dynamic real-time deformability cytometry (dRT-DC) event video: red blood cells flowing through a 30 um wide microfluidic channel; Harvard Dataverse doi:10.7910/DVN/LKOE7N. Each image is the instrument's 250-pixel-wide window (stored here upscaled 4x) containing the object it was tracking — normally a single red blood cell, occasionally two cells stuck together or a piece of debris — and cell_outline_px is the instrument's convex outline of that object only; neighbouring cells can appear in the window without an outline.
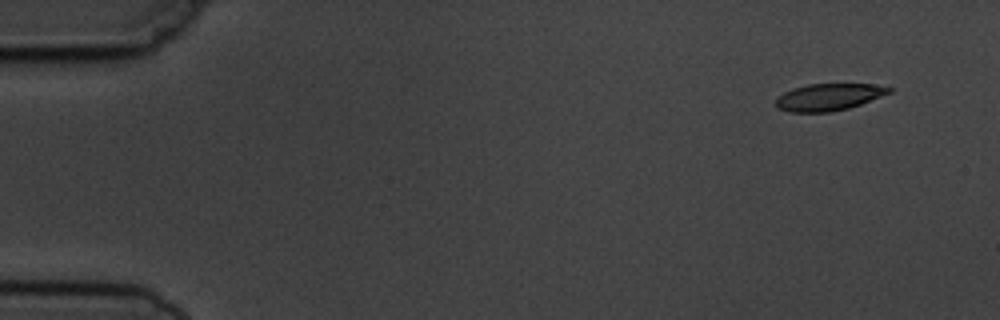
{"species": "common noctule bat (a hibernating species)", "species_latin": "Nyctalus noctula", "temperature_condition": "cold", "stored_images_in_passage": 8, "camera_frame_rate_fps": 3000, "um_per_image_px": 0.085, "animal": {"sex": "male", "body_mass_g": 19.5, "forearm_length_mm": 54.6}, "frame": {"image": 1, "passage_image": 1, "time_ms": 0.0, "image_size_px": [1000, 320], "cell_outline_px": [[892, 92], [860, 104], [848, 108], [828, 112], [788, 112], [780, 108], [776, 104], [776, 96], [792, 88], [808, 84], [872, 84], [892, 88]], "centroid_in_image_um": [70.41, 8.24], "position_along_channel_um": 14.6, "area_um2": 17.69}}
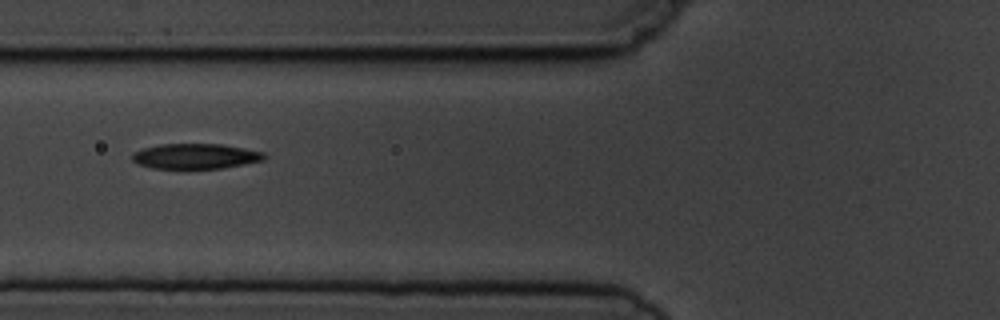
{"frame": {"image": 2, "passage_image": 6, "time_ms": 5.667, "image_size_px": [1000, 320], "cell_outline_px": [[268, 156], [264, 160], [224, 168], [152, 168], [140, 164], [132, 160], [132, 152], [144, 148], [160, 144], [220, 144], [244, 148], [264, 152]], "centroid_in_image_um": [16.65, 13.27], "position_along_channel_um": 109.2, "area_um2": 19.36}}
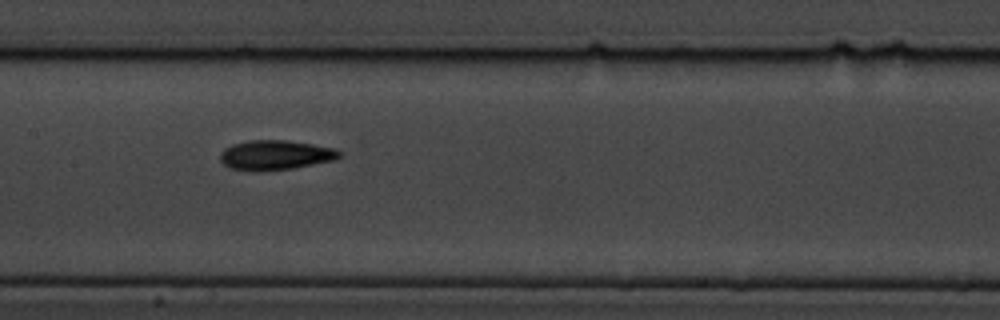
{"frame": {"image": 3, "passage_image": 8, "time_ms": 7.667, "image_size_px": [1000, 320], "cell_outline_px": [[344, 152], [336, 160], [292, 168], [260, 172], [252, 172], [228, 168], [220, 160], [220, 152], [224, 148], [232, 144], [248, 140], [288, 140], [336, 148]], "centroid_in_image_um": [23.4, 13.19], "position_along_channel_um": 184.0, "area_um2": 21.1}}